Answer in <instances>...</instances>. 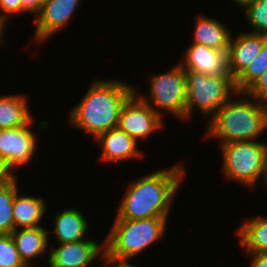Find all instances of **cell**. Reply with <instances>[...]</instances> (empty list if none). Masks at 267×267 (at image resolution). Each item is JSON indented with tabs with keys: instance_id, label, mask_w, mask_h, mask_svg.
I'll return each instance as SVG.
<instances>
[{
	"instance_id": "21",
	"label": "cell",
	"mask_w": 267,
	"mask_h": 267,
	"mask_svg": "<svg viewBox=\"0 0 267 267\" xmlns=\"http://www.w3.org/2000/svg\"><path fill=\"white\" fill-rule=\"evenodd\" d=\"M18 176L12 181L0 186V234H11L14 230L13 202L17 187Z\"/></svg>"
},
{
	"instance_id": "7",
	"label": "cell",
	"mask_w": 267,
	"mask_h": 267,
	"mask_svg": "<svg viewBox=\"0 0 267 267\" xmlns=\"http://www.w3.org/2000/svg\"><path fill=\"white\" fill-rule=\"evenodd\" d=\"M158 74L149 77V97L146 98L141 95L140 98L161 116L162 112L169 111L178 119L186 120L187 85L185 70L178 63L168 72ZM159 109L164 111H159Z\"/></svg>"
},
{
	"instance_id": "2",
	"label": "cell",
	"mask_w": 267,
	"mask_h": 267,
	"mask_svg": "<svg viewBox=\"0 0 267 267\" xmlns=\"http://www.w3.org/2000/svg\"><path fill=\"white\" fill-rule=\"evenodd\" d=\"M134 87L117 79H95L78 105L70 110V125L95 139L100 134L117 128L121 108L134 92Z\"/></svg>"
},
{
	"instance_id": "24",
	"label": "cell",
	"mask_w": 267,
	"mask_h": 267,
	"mask_svg": "<svg viewBox=\"0 0 267 267\" xmlns=\"http://www.w3.org/2000/svg\"><path fill=\"white\" fill-rule=\"evenodd\" d=\"M0 267H26L19 257L11 234H0Z\"/></svg>"
},
{
	"instance_id": "15",
	"label": "cell",
	"mask_w": 267,
	"mask_h": 267,
	"mask_svg": "<svg viewBox=\"0 0 267 267\" xmlns=\"http://www.w3.org/2000/svg\"><path fill=\"white\" fill-rule=\"evenodd\" d=\"M48 235V230L43 226L13 230L11 237L19 257L26 267H32V263H30L32 259L34 260L48 251Z\"/></svg>"
},
{
	"instance_id": "32",
	"label": "cell",
	"mask_w": 267,
	"mask_h": 267,
	"mask_svg": "<svg viewBox=\"0 0 267 267\" xmlns=\"http://www.w3.org/2000/svg\"><path fill=\"white\" fill-rule=\"evenodd\" d=\"M233 1V0H232ZM254 0H234V3H237L242 8H247Z\"/></svg>"
},
{
	"instance_id": "3",
	"label": "cell",
	"mask_w": 267,
	"mask_h": 267,
	"mask_svg": "<svg viewBox=\"0 0 267 267\" xmlns=\"http://www.w3.org/2000/svg\"><path fill=\"white\" fill-rule=\"evenodd\" d=\"M240 99L231 98L209 120L208 138H218L221 144L256 141L267 130V104L251 97L246 92Z\"/></svg>"
},
{
	"instance_id": "16",
	"label": "cell",
	"mask_w": 267,
	"mask_h": 267,
	"mask_svg": "<svg viewBox=\"0 0 267 267\" xmlns=\"http://www.w3.org/2000/svg\"><path fill=\"white\" fill-rule=\"evenodd\" d=\"M231 33L218 19L199 15L192 43L202 44L217 51H228Z\"/></svg>"
},
{
	"instance_id": "13",
	"label": "cell",
	"mask_w": 267,
	"mask_h": 267,
	"mask_svg": "<svg viewBox=\"0 0 267 267\" xmlns=\"http://www.w3.org/2000/svg\"><path fill=\"white\" fill-rule=\"evenodd\" d=\"M266 40L267 35L252 32H240L236 37L231 36L228 60L234 79L256 59Z\"/></svg>"
},
{
	"instance_id": "27",
	"label": "cell",
	"mask_w": 267,
	"mask_h": 267,
	"mask_svg": "<svg viewBox=\"0 0 267 267\" xmlns=\"http://www.w3.org/2000/svg\"><path fill=\"white\" fill-rule=\"evenodd\" d=\"M17 175L9 168L5 159L0 155V186L15 179Z\"/></svg>"
},
{
	"instance_id": "18",
	"label": "cell",
	"mask_w": 267,
	"mask_h": 267,
	"mask_svg": "<svg viewBox=\"0 0 267 267\" xmlns=\"http://www.w3.org/2000/svg\"><path fill=\"white\" fill-rule=\"evenodd\" d=\"M43 198L21 196L15 194L13 202L14 230L19 228H34L40 226L46 213V204Z\"/></svg>"
},
{
	"instance_id": "6",
	"label": "cell",
	"mask_w": 267,
	"mask_h": 267,
	"mask_svg": "<svg viewBox=\"0 0 267 267\" xmlns=\"http://www.w3.org/2000/svg\"><path fill=\"white\" fill-rule=\"evenodd\" d=\"M185 77L186 120L191 119L195 107L205 117L210 116L211 120L217 110L231 98V94L239 96L232 76H206L194 71H185Z\"/></svg>"
},
{
	"instance_id": "14",
	"label": "cell",
	"mask_w": 267,
	"mask_h": 267,
	"mask_svg": "<svg viewBox=\"0 0 267 267\" xmlns=\"http://www.w3.org/2000/svg\"><path fill=\"white\" fill-rule=\"evenodd\" d=\"M96 141L102 150L100 158L102 161L122 162V160L143 157L142 151L137 148L138 142L118 127L100 134Z\"/></svg>"
},
{
	"instance_id": "9",
	"label": "cell",
	"mask_w": 267,
	"mask_h": 267,
	"mask_svg": "<svg viewBox=\"0 0 267 267\" xmlns=\"http://www.w3.org/2000/svg\"><path fill=\"white\" fill-rule=\"evenodd\" d=\"M32 124L33 120L26 126L0 130V155L13 173L17 167L28 164L36 153L37 138L30 129Z\"/></svg>"
},
{
	"instance_id": "23",
	"label": "cell",
	"mask_w": 267,
	"mask_h": 267,
	"mask_svg": "<svg viewBox=\"0 0 267 267\" xmlns=\"http://www.w3.org/2000/svg\"><path fill=\"white\" fill-rule=\"evenodd\" d=\"M245 10L252 33L267 35V0H254Z\"/></svg>"
},
{
	"instance_id": "12",
	"label": "cell",
	"mask_w": 267,
	"mask_h": 267,
	"mask_svg": "<svg viewBox=\"0 0 267 267\" xmlns=\"http://www.w3.org/2000/svg\"><path fill=\"white\" fill-rule=\"evenodd\" d=\"M185 71L206 76H232L229 69L228 51H217L202 44L192 43L179 63Z\"/></svg>"
},
{
	"instance_id": "1",
	"label": "cell",
	"mask_w": 267,
	"mask_h": 267,
	"mask_svg": "<svg viewBox=\"0 0 267 267\" xmlns=\"http://www.w3.org/2000/svg\"><path fill=\"white\" fill-rule=\"evenodd\" d=\"M179 165L153 172L131 182L119 205L115 219L168 217L174 194L185 178Z\"/></svg>"
},
{
	"instance_id": "8",
	"label": "cell",
	"mask_w": 267,
	"mask_h": 267,
	"mask_svg": "<svg viewBox=\"0 0 267 267\" xmlns=\"http://www.w3.org/2000/svg\"><path fill=\"white\" fill-rule=\"evenodd\" d=\"M137 88L124 102L120 115L118 128L136 142L148 139L153 132L160 130L164 125L163 116L158 114L147 102L137 96Z\"/></svg>"
},
{
	"instance_id": "30",
	"label": "cell",
	"mask_w": 267,
	"mask_h": 267,
	"mask_svg": "<svg viewBox=\"0 0 267 267\" xmlns=\"http://www.w3.org/2000/svg\"><path fill=\"white\" fill-rule=\"evenodd\" d=\"M104 263L110 267H137L136 265L129 263V260H117L109 258L106 254L103 257Z\"/></svg>"
},
{
	"instance_id": "31",
	"label": "cell",
	"mask_w": 267,
	"mask_h": 267,
	"mask_svg": "<svg viewBox=\"0 0 267 267\" xmlns=\"http://www.w3.org/2000/svg\"><path fill=\"white\" fill-rule=\"evenodd\" d=\"M6 23H8V21L2 16V14L0 13V44L2 45V43H4V30L6 27Z\"/></svg>"
},
{
	"instance_id": "17",
	"label": "cell",
	"mask_w": 267,
	"mask_h": 267,
	"mask_svg": "<svg viewBox=\"0 0 267 267\" xmlns=\"http://www.w3.org/2000/svg\"><path fill=\"white\" fill-rule=\"evenodd\" d=\"M53 233L58 243L78 242L86 237L89 223L77 208H69L56 213Z\"/></svg>"
},
{
	"instance_id": "26",
	"label": "cell",
	"mask_w": 267,
	"mask_h": 267,
	"mask_svg": "<svg viewBox=\"0 0 267 267\" xmlns=\"http://www.w3.org/2000/svg\"><path fill=\"white\" fill-rule=\"evenodd\" d=\"M0 11L6 20L12 15L22 14V0H0Z\"/></svg>"
},
{
	"instance_id": "20",
	"label": "cell",
	"mask_w": 267,
	"mask_h": 267,
	"mask_svg": "<svg viewBox=\"0 0 267 267\" xmlns=\"http://www.w3.org/2000/svg\"><path fill=\"white\" fill-rule=\"evenodd\" d=\"M240 247L246 253H267V218L256 217L246 220L237 230Z\"/></svg>"
},
{
	"instance_id": "22",
	"label": "cell",
	"mask_w": 267,
	"mask_h": 267,
	"mask_svg": "<svg viewBox=\"0 0 267 267\" xmlns=\"http://www.w3.org/2000/svg\"><path fill=\"white\" fill-rule=\"evenodd\" d=\"M267 69V40L261 51L252 63H250L236 78L235 88L237 92H246Z\"/></svg>"
},
{
	"instance_id": "25",
	"label": "cell",
	"mask_w": 267,
	"mask_h": 267,
	"mask_svg": "<svg viewBox=\"0 0 267 267\" xmlns=\"http://www.w3.org/2000/svg\"><path fill=\"white\" fill-rule=\"evenodd\" d=\"M246 93L260 102L267 104V69Z\"/></svg>"
},
{
	"instance_id": "19",
	"label": "cell",
	"mask_w": 267,
	"mask_h": 267,
	"mask_svg": "<svg viewBox=\"0 0 267 267\" xmlns=\"http://www.w3.org/2000/svg\"><path fill=\"white\" fill-rule=\"evenodd\" d=\"M27 98L21 94L0 95V129L18 128L32 120Z\"/></svg>"
},
{
	"instance_id": "10",
	"label": "cell",
	"mask_w": 267,
	"mask_h": 267,
	"mask_svg": "<svg viewBox=\"0 0 267 267\" xmlns=\"http://www.w3.org/2000/svg\"><path fill=\"white\" fill-rule=\"evenodd\" d=\"M48 254L49 267H89L92 262L105 255V241L100 245L93 239L59 243ZM102 252V253H101Z\"/></svg>"
},
{
	"instance_id": "28",
	"label": "cell",
	"mask_w": 267,
	"mask_h": 267,
	"mask_svg": "<svg viewBox=\"0 0 267 267\" xmlns=\"http://www.w3.org/2000/svg\"><path fill=\"white\" fill-rule=\"evenodd\" d=\"M45 0H22V14L32 13L38 16Z\"/></svg>"
},
{
	"instance_id": "11",
	"label": "cell",
	"mask_w": 267,
	"mask_h": 267,
	"mask_svg": "<svg viewBox=\"0 0 267 267\" xmlns=\"http://www.w3.org/2000/svg\"><path fill=\"white\" fill-rule=\"evenodd\" d=\"M81 0H45L40 14L35 19L36 42L46 40L70 22Z\"/></svg>"
},
{
	"instance_id": "5",
	"label": "cell",
	"mask_w": 267,
	"mask_h": 267,
	"mask_svg": "<svg viewBox=\"0 0 267 267\" xmlns=\"http://www.w3.org/2000/svg\"><path fill=\"white\" fill-rule=\"evenodd\" d=\"M225 177L252 188L262 177L267 186V143L231 142L220 146Z\"/></svg>"
},
{
	"instance_id": "4",
	"label": "cell",
	"mask_w": 267,
	"mask_h": 267,
	"mask_svg": "<svg viewBox=\"0 0 267 267\" xmlns=\"http://www.w3.org/2000/svg\"><path fill=\"white\" fill-rule=\"evenodd\" d=\"M168 217L115 219L105 241V254L112 259L130 260L164 237Z\"/></svg>"
},
{
	"instance_id": "29",
	"label": "cell",
	"mask_w": 267,
	"mask_h": 267,
	"mask_svg": "<svg viewBox=\"0 0 267 267\" xmlns=\"http://www.w3.org/2000/svg\"><path fill=\"white\" fill-rule=\"evenodd\" d=\"M251 256L250 267H267V253L249 254Z\"/></svg>"
}]
</instances>
